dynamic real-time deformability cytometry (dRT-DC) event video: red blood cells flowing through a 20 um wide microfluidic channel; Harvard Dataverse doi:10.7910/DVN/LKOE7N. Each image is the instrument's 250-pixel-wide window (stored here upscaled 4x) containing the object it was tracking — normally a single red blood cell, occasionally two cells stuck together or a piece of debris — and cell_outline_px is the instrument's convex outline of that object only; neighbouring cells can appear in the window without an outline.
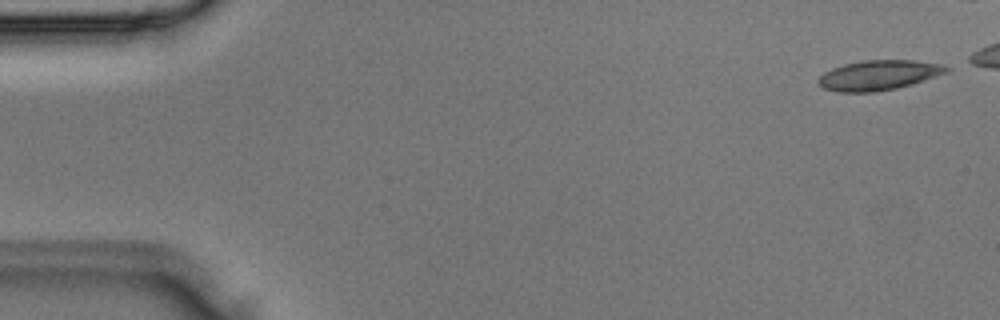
{"species": "Egyptian fruit bat (a non-hibernating species)", "species_latin": "Rousettus aegyptiacus", "temperature_condition": "room temperature", "stored_images_in_passage": 2, "segment_of_instrument_passage": [2, 2], "camera_frame_rate_fps": 3000, "um_per_image_px": 0.085, "animal": {"sex": "male"}, "frame": {"image": 1, "passage_image": 2, "time_ms": 0.333, "image_size_px": [1000, 320], "cell_outline_px": [[952, 68], [948, 72], [912, 84], [896, 88], [876, 92], [836, 92], [824, 88], [816, 80], [824, 72], [832, 68], [844, 64], [860, 60], [916, 60], [944, 64]], "centroid_in_image_um": [74.71, 6.38], "position_along_channel_um": 10.3, "area_um2": 22.54}}